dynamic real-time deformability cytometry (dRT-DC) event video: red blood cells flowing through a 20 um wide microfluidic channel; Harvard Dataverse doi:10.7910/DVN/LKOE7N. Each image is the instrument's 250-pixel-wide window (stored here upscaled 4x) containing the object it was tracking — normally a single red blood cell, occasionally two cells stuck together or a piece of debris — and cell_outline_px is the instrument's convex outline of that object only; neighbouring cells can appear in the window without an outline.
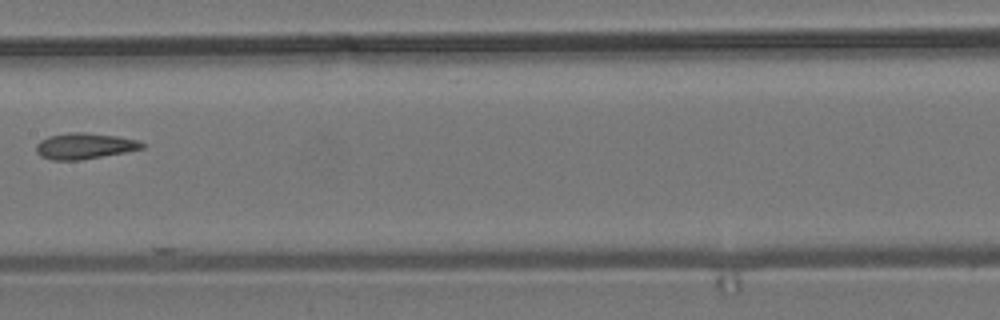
{"species": "common noctule bat (a hibernating species)", "species_latin": "Nyctalus noctula", "temperature_condition": "room temperature", "stored_images_in_passage": 9, "camera_frame_rate_fps": 3000, "um_per_image_px": 0.085, "animal": {"sex": "male", "body_mass_g": 19.2, "forearm_length_mm": 51.8}, "frame": {"image": 1, "passage_image": 8, "time_ms": 8.333, "image_size_px": [1000, 320], "cell_outline_px": [[144, 148], [124, 152], [80, 160], [52, 160], [40, 156], [36, 152], [36, 144], [40, 140], [48, 136], [72, 132], [84, 132], [116, 136], [136, 140], [144, 144]], "centroid_in_image_um": [7.13, 12.41], "position_along_channel_um": 200.3, "area_um2": 15.9}}